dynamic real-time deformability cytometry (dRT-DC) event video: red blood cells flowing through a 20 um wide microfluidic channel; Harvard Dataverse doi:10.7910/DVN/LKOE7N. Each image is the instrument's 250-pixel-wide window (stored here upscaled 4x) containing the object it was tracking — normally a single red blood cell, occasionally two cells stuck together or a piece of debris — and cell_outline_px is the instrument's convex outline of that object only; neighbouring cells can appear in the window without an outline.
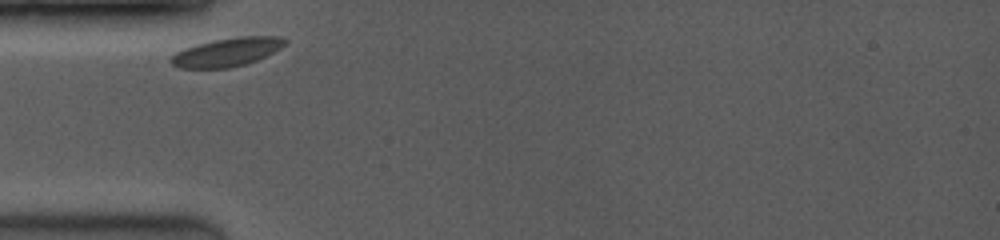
{"species": "common noctule bat (a hibernating species)", "species_latin": "Nyctalus noctula", "temperature_condition": "room temperature", "stored_images_in_passage": 39, "camera_frame_rate_fps": 3500, "um_per_image_px": 0.085, "animal": {"sex": "female", "body_mass_g": 19.0, "forearm_length_mm": 53.3}, "frame": {"image": 1, "passage_image": 1, "time_ms": 0.0, "image_size_px": [1000, 240], "cell_outline_px": [[288, 40], [280, 48], [256, 60], [244, 64], [228, 68], [180, 68], [172, 64], [168, 60], [176, 52], [184, 48], [196, 44], [212, 40], [236, 36], [280, 36]], "centroid_in_image_um": [19.26, 4.42], "position_along_channel_um": 65.7, "area_um2": 18.9}}
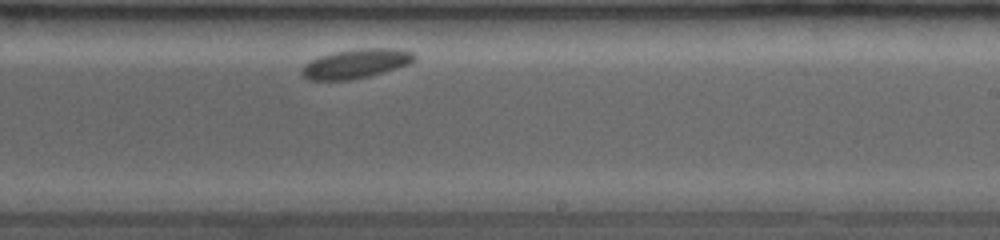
{"frame": {"image": 2, "passage_image": 27, "time_ms": 5.429, "image_size_px": [1000, 240], "cell_outline_px": [[416, 60], [408, 64], [396, 68], [368, 76], [348, 80], [308, 80], [300, 72], [300, 68], [304, 64], [320, 56], [336, 52], [360, 48], [392, 48], [412, 52], [416, 56]], "centroid_in_image_um": [30.23, 5.41], "position_along_channel_um": 258.8, "area_um2": 19.02}}
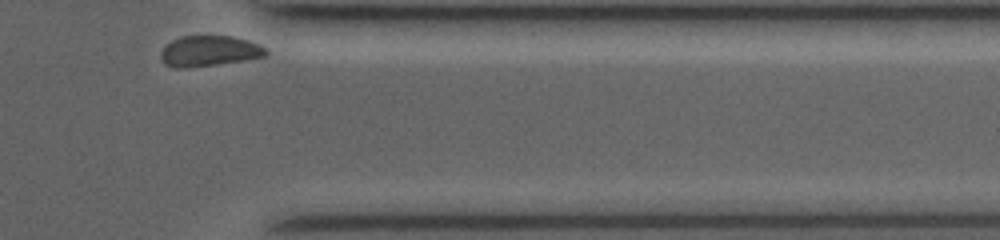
{"frame": {"image": 3, "passage_image": 39, "time_ms": 9.143, "image_size_px": [1000, 240], "cell_outline_px": [[268, 52], [264, 56], [244, 60], [216, 64], [184, 68], [176, 68], [164, 64], [160, 56], [160, 52], [172, 40], [180, 36], [232, 36], [248, 40], [260, 44], [268, 48]], "centroid_in_image_um": [17.8, 4.33], "position_along_channel_um": 393.6, "area_um2": 18.73}}